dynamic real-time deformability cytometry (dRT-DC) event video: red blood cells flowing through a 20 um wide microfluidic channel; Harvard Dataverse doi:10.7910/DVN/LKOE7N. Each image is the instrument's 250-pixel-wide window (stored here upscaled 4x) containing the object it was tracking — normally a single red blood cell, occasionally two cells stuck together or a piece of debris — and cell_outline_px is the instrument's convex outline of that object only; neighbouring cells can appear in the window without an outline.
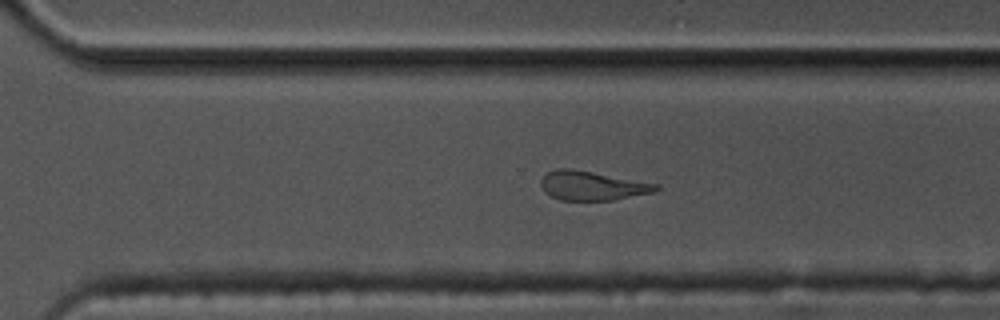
{"species": "common noctule bat (a hibernating species)", "species_latin": "Nyctalus noctula", "temperature_condition": "cold", "stored_images_in_passage": 44, "camera_frame_rate_fps": 3000, "um_per_image_px": 0.085, "animal": {"sex": "male", "body_mass_g": 17.5, "forearm_length_mm": 52.3}, "frame": {"image": 1, "passage_image": 38, "time_ms": 12.333, "image_size_px": [1000, 320], "cell_outline_px": [[660, 188], [656, 192], [612, 200], [560, 200], [544, 192], [540, 184], [540, 180], [544, 172], [556, 168], [572, 168], [660, 184]], "centroid_in_image_um": [50.32, 15.77], "position_along_channel_um": 320.3, "area_um2": 19.88}}